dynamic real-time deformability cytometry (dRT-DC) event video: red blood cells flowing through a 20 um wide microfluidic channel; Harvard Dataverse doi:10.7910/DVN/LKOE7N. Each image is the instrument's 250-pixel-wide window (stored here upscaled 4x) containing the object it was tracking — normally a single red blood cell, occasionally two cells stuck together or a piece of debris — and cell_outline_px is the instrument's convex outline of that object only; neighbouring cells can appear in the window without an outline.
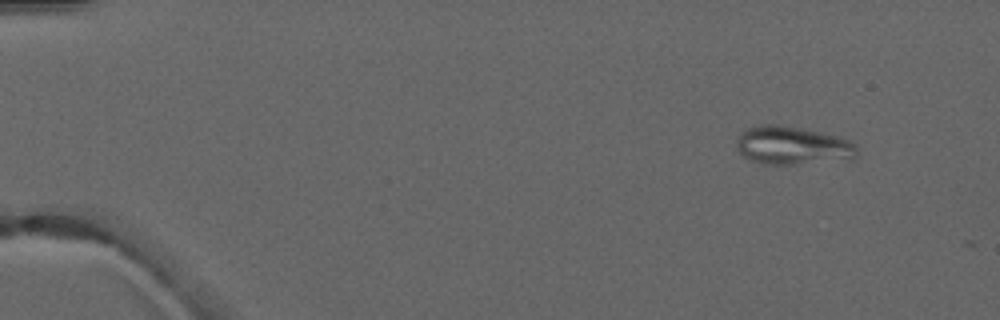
{"species": "common noctule bat (a hibernating species)", "species_latin": "Nyctalus noctula", "temperature_condition": "warm", "stored_images_in_passage": 4, "camera_frame_rate_fps": 3000, "um_per_image_px": 0.085, "animal": {"sex": "male", "forearm_length_mm": 52.5}, "frame": {"image": 1, "passage_image": 1, "time_ms": 0.0, "image_size_px": [1000, 320], "cell_outline_px": [[856, 156], [852, 160], [796, 164], [764, 164], [748, 160], [736, 148], [736, 136], [744, 128], [760, 124], [780, 124], [804, 128], [836, 136], [848, 140], [856, 144]], "centroid_in_image_um": [67.32, 12.36], "position_along_channel_um": 17.7, "area_um2": 27.46}}